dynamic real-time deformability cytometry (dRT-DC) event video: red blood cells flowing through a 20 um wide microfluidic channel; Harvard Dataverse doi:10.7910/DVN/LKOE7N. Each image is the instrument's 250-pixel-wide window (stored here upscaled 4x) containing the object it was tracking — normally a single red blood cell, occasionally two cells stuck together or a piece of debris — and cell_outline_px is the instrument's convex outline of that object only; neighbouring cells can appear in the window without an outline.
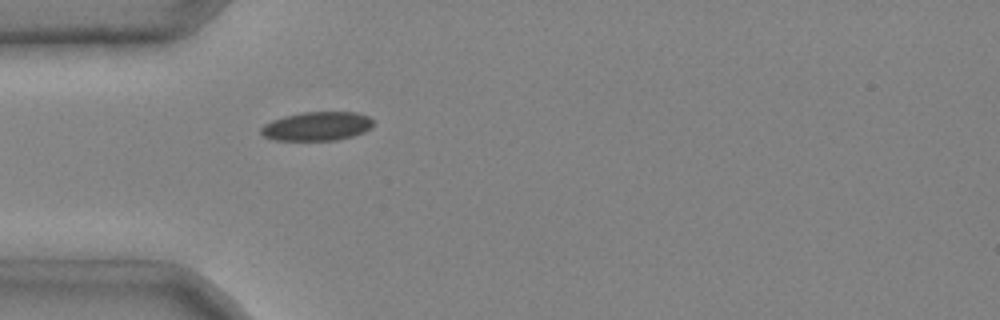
{"species": "common noctule bat (a hibernating species)", "species_latin": "Nyctalus noctula", "temperature_condition": "cold", "stored_images_in_passage": 1, "camera_frame_rate_fps": 3000, "um_per_image_px": 0.085, "animal": {"sex": "male", "body_mass_g": 20.4}, "frame": {"image": 1, "passage_image": 1, "time_ms": 0.0, "image_size_px": [1000, 320], "cell_outline_px": [[372, 128], [364, 132], [352, 136], [336, 140], [276, 140], [264, 136], [260, 132], [260, 128], [264, 124], [272, 120], [284, 116], [300, 112], [356, 112], [368, 116], [372, 120]], "centroid_in_image_um": [26.93, 10.72], "position_along_channel_um": 58.1, "area_um2": 18.9}}